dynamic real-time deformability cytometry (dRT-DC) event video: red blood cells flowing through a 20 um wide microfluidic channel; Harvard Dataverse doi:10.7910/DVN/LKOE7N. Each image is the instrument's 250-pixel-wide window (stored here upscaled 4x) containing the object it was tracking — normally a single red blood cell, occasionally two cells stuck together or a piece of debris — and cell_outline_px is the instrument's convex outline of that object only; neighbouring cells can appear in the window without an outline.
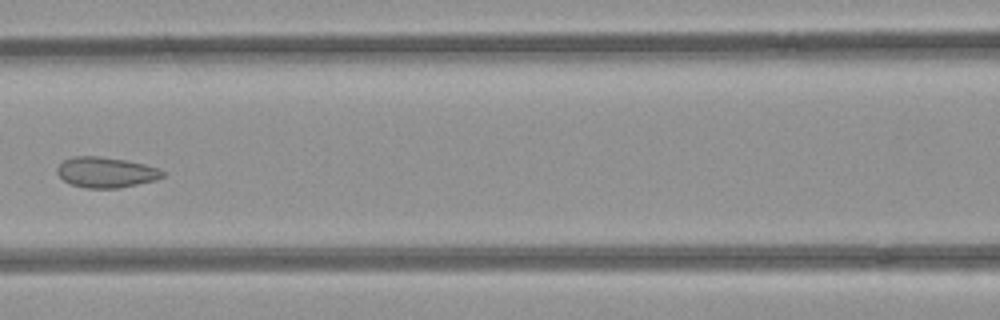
{"species": "common noctule bat (a hibernating species)", "species_latin": "Nyctalus noctula", "temperature_condition": "room temperature", "stored_images_in_passage": 4, "camera_frame_rate_fps": 3000, "um_per_image_px": 0.085, "animal": {"sex": "female", "body_mass_g": 21.9}, "frame": {"image": 1, "passage_image": 4, "time_ms": 1.0, "image_size_px": [1000, 320], "cell_outline_px": [[164, 176], [156, 180], [120, 188], [88, 188], [72, 184], [64, 180], [56, 172], [56, 168], [64, 160], [76, 156], [100, 156], [124, 160], [144, 164], [160, 168], [164, 172]], "centroid_in_image_um": [9.03, 14.65], "position_along_channel_um": 157.6, "area_um2": 18.67}}